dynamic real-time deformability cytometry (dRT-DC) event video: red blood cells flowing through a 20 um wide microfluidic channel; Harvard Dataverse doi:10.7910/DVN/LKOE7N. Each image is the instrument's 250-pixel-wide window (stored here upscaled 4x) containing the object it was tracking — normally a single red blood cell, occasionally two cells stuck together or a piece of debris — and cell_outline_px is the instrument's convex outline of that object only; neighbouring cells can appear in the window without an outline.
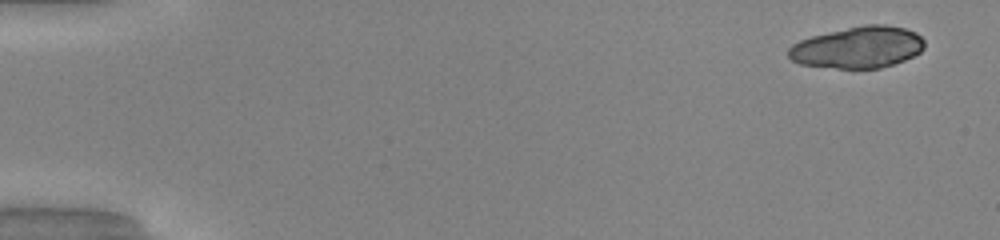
{"species": "common noctule bat (a hibernating species)", "species_latin": "Nyctalus noctula", "temperature_condition": "warm", "stored_images_in_passage": 36, "camera_frame_rate_fps": 3000, "um_per_image_px": 0.085, "animal": {"sex": "male", "body_mass_g": 20.0, "forearm_length_mm": 53.3}, "frame": {"image": 1, "passage_image": 1, "time_ms": 0.0, "image_size_px": [1000, 240], "cell_outline_px": [[924, 48], [920, 52], [904, 60], [880, 68], [836, 68], [800, 64], [792, 60], [788, 56], [788, 48], [792, 44], [800, 40], [812, 36], [864, 24], [884, 24], [904, 28], [916, 32], [924, 40]], "centroid_in_image_um": [72.92, 4.02], "position_along_channel_um": 12.1, "area_um2": 32.83}}